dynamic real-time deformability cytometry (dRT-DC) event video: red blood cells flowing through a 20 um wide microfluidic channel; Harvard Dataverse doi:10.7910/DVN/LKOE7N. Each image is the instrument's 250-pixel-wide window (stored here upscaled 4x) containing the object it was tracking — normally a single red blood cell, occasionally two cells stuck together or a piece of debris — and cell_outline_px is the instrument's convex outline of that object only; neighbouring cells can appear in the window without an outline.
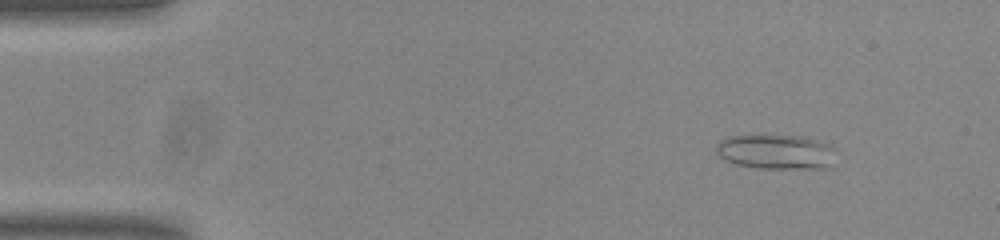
{"species": "common noctule bat (a hibernating species)", "species_latin": "Nyctalus noctula", "temperature_condition": "room temperature", "stored_images_in_passage": 50, "camera_frame_rate_fps": 3000, "um_per_image_px": 0.085, "animal": {"sex": "male", "body_mass_g": 20.0, "forearm_length_mm": 53.3}, "frame": {"image": 1, "passage_image": 2, "time_ms": 0.333, "image_size_px": [1000, 240], "cell_outline_px": [[832, 148], [828, 168], [756, 168], [736, 164], [724, 160], [716, 152], [716, 144], [720, 140], [728, 136], [744, 132], [764, 132], [804, 136], [832, 144]], "centroid_in_image_um": [65.83, 12.82], "position_along_channel_um": 19.2, "area_um2": 25.32}}
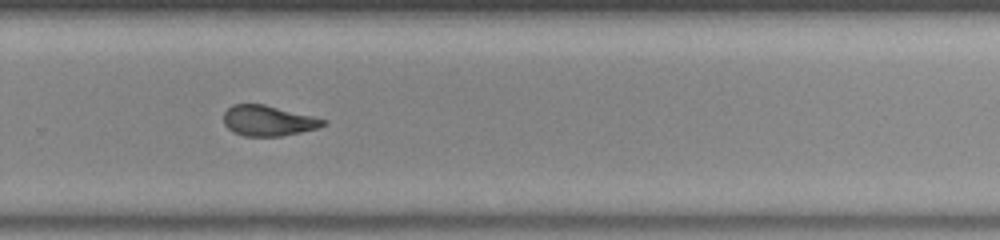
{"frame": {"image": 2, "passage_image": 32, "time_ms": 10.333, "image_size_px": [1000, 240], "cell_outline_px": [[328, 124], [316, 128], [300, 132], [280, 136], [244, 136], [232, 132], [224, 124], [224, 112], [232, 104], [264, 104], [328, 120]], "centroid_in_image_um": [22.78, 10.26], "position_along_channel_um": 307.0, "area_um2": 17.63}}
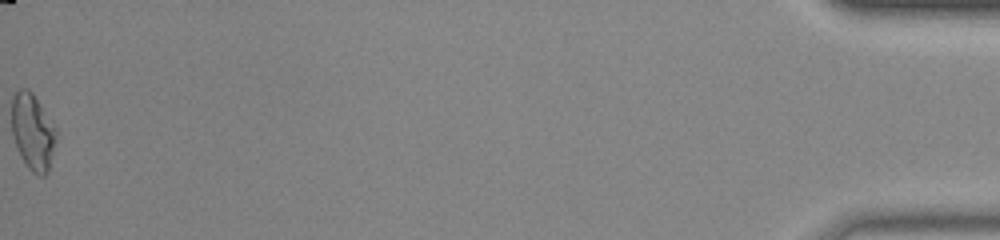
{"frame": {"image": 3, "passage_image": 50, "time_ms": 16.333, "image_size_px": [1000, 240], "cell_outline_px": [[56, 140], [48, 172], [44, 176], [36, 176], [28, 168], [20, 156], [16, 148], [12, 136], [12, 96], [20, 88], [28, 88], [32, 92], [56, 128]], "centroid_in_image_um": [2.77, 11.23], "position_along_channel_um": 432.4, "area_um2": 19.94}, "authors_computed_cell_mechanics": {"area_um2": 19.1029, "velocity_mm_per_s": 3.7972, "shape_relaxation_time_tau1_ms": null, "shape_relaxation_time_tau2_ms": 1.9649, "deformation_change_tau1": null, "deformation_change_tau2": 0.0963}}